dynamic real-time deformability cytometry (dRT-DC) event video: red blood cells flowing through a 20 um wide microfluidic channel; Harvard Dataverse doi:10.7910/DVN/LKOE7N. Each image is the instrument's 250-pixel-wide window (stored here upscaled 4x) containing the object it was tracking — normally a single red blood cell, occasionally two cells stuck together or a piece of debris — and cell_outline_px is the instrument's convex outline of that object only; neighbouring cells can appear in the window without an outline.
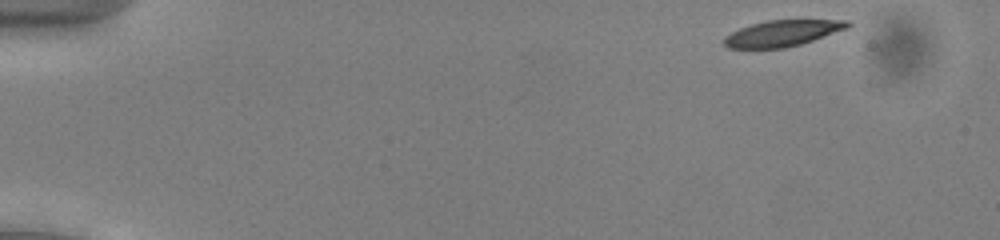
{"species": "common noctule bat (a hibernating species)", "species_latin": "Nyctalus noctula", "temperature_condition": "cold", "stored_images_in_passage": 49, "camera_frame_rate_fps": 3000, "um_per_image_px": 0.085, "animal": {"sex": "male", "body_mass_g": 13.0, "forearm_length_mm": 53.1}, "frame": {"image": 1, "passage_image": 1, "time_ms": 0.0, "image_size_px": [1000, 240], "cell_outline_px": [[852, 24], [848, 28], [800, 44], [784, 48], [728, 48], [724, 44], [724, 36], [740, 28], [752, 24], [768, 20], [852, 20]], "centroid_in_image_um": [66.52, 2.82], "position_along_channel_um": 18.5, "area_um2": 18.67}}
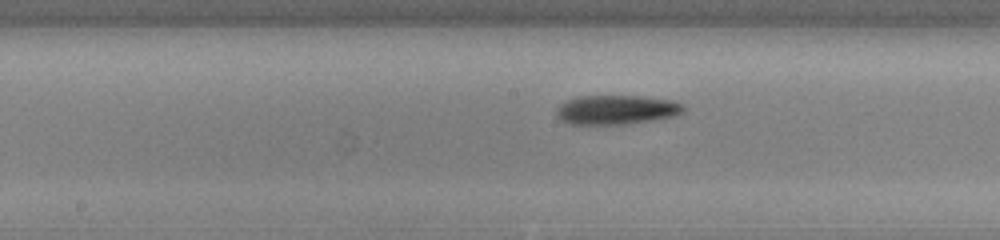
{"frame": {"image": 2, "passage_image": 24, "time_ms": 7.667, "image_size_px": [1000, 240], "cell_outline_px": [[684, 108], [680, 112], [672, 116], [652, 120], [624, 124], [568, 124], [560, 120], [556, 116], [556, 108], [560, 104], [576, 96], [640, 96], [672, 100], [684, 104]], "centroid_in_image_um": [52.33, 9.32], "position_along_channel_um": 195.9, "area_um2": 21.62}}
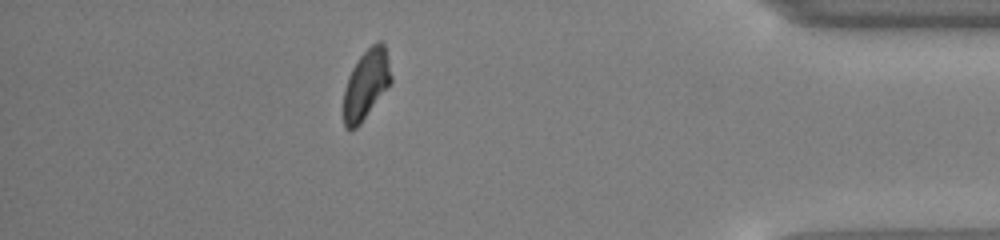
{"frame": {"image": 3, "passage_image": 43, "time_ms": 14.0, "image_size_px": [1000, 240], "cell_outline_px": [[392, 80], [360, 124], [356, 128], [344, 128], [344, 88], [348, 76], [356, 60], [376, 40], [380, 40], [384, 44], [392, 76]], "centroid_in_image_um": [31.11, 7.13], "position_along_channel_um": 404.1, "area_um2": 18.96}, "authors_computed_cell_mechanics": {"area_um2": 20.6346, "velocity_mm_per_s": 3.8844, "shape_relaxation_time_tau1_ms": 4.865, "shape_relaxation_time_tau2_ms": null, "deformation_change_tau1": 0.1222, "deformation_change_tau2": null}}